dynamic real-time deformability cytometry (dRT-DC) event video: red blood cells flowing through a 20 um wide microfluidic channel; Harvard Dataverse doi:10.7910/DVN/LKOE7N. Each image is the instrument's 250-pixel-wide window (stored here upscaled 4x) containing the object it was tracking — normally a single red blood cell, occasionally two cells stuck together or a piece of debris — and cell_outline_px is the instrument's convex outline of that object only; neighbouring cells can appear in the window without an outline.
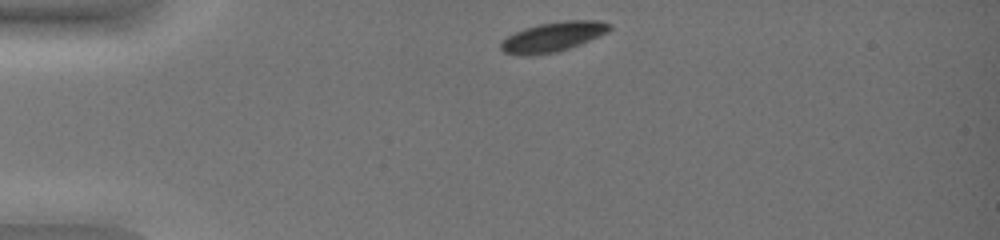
{"species": "common noctule bat (a hibernating species)", "species_latin": "Nyctalus noctula", "temperature_condition": "warm", "stored_images_in_passage": 33, "camera_frame_rate_fps": 3000, "um_per_image_px": 0.085, "animal": {"sex": "female", "body_mass_g": 19.0, "forearm_length_mm": 51.5}, "frame": {"image": 1, "passage_image": 1, "time_ms": 0.0, "image_size_px": [1000, 240], "cell_outline_px": [[612, 28], [608, 32], [580, 44], [556, 52], [528, 56], [524, 56], [504, 52], [500, 48], [500, 40], [524, 28], [536, 24], [564, 20], [596, 20], [612, 24]], "centroid_in_image_um": [46.99, 3.12], "position_along_channel_um": 38.0, "area_um2": 18.9}}
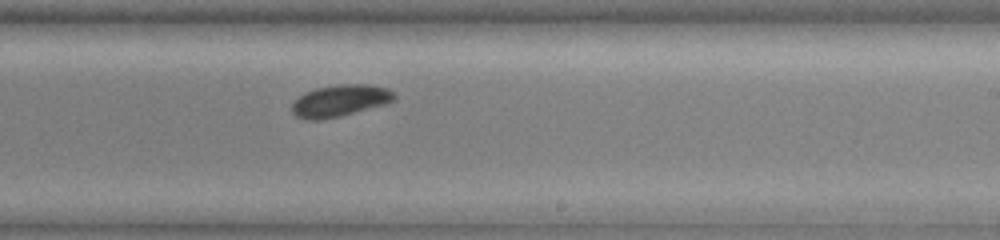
{"frame": {"image": 2, "passage_image": 20, "time_ms": 6.333, "image_size_px": [1000, 240], "cell_outline_px": [[396, 100], [388, 104], [340, 116], [320, 120], [304, 120], [296, 116], [292, 112], [292, 104], [304, 92], [316, 88], [340, 84], [372, 84], [388, 88], [396, 96]], "centroid_in_image_um": [28.94, 8.56], "position_along_channel_um": 260.1, "area_um2": 19.19}}
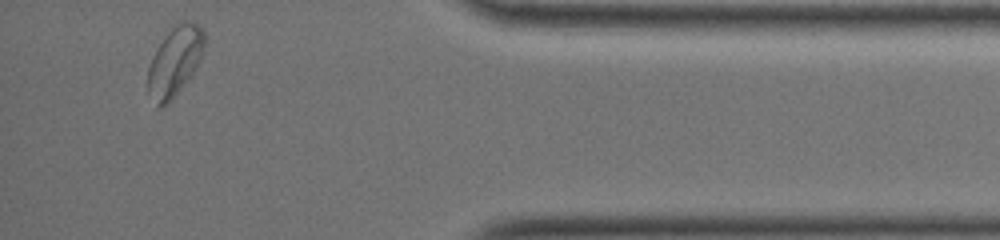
{"frame": {"image": 3, "passage_image": 33, "time_ms": 10.667, "image_size_px": [1000, 240], "cell_outline_px": [[204, 52], [200, 60], [192, 72], [168, 104], [160, 108], [156, 108], [148, 88], [148, 68], [152, 56], [156, 48], [172, 24], [180, 20], [196, 20], [204, 32]], "centroid_in_image_um": [14.86, 5.13], "position_along_channel_um": 420.3, "area_um2": 23.06}, "authors_computed_cell_mechanics": {"area_um2": 19.5942, "velocity_mm_per_s": 3.7084, "shape_relaxation_time_tau1_ms": 4.1947, "shape_relaxation_time_tau2_ms": null, "deformation_change_tau1": 0.1546, "deformation_change_tau2": null}}